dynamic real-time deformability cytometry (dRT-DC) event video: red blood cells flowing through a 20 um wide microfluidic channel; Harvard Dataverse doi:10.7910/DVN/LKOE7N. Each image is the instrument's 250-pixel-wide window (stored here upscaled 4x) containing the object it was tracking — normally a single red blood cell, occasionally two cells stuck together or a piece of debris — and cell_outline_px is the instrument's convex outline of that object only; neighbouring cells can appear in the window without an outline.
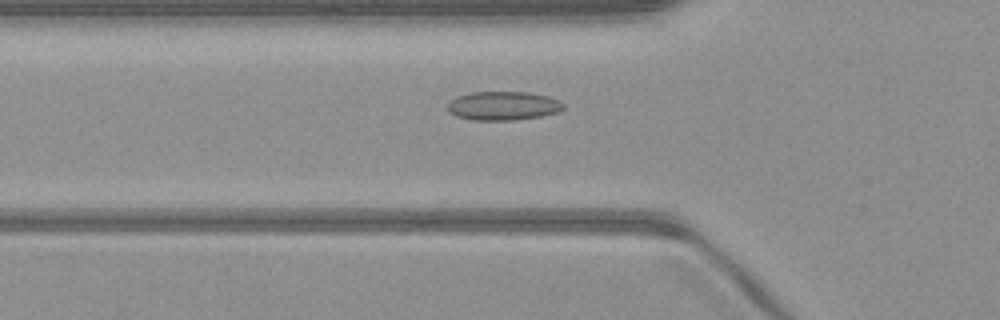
{"species": "common noctule bat (a hibernating species)", "species_latin": "Nyctalus noctula", "temperature_condition": "warm", "stored_images_in_passage": 37, "camera_frame_rate_fps": 3000, "um_per_image_px": 0.085, "animal": {"sex": "male", "body_mass_g": 23.1, "forearm_length_mm": 52.7}, "frame": {"image": 1, "passage_image": 9, "time_ms": 2.667, "image_size_px": [1000, 320], "cell_outline_px": [[564, 108], [560, 112], [540, 116], [512, 120], [472, 120], [456, 116], [448, 112], [448, 100], [456, 96], [472, 92], [528, 92], [548, 96], [560, 100], [564, 104]], "centroid_in_image_um": [42.76, 8.99], "position_along_channel_um": 83.0, "area_um2": 19.65}}
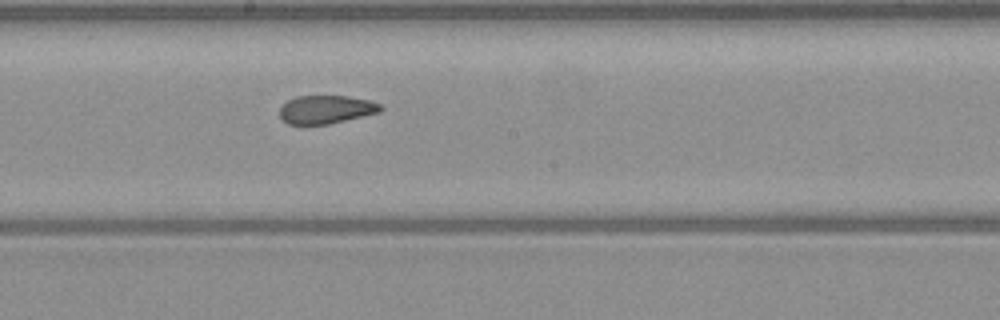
{"frame": {"image": 2, "passage_image": 19, "time_ms": 6.0, "image_size_px": [1000, 320], "cell_outline_px": [[384, 108], [380, 112], [328, 124], [288, 124], [280, 116], [280, 108], [288, 100], [296, 96], [348, 96], [368, 100], [380, 104]], "centroid_in_image_um": [27.73, 9.3], "position_along_channel_um": 220.5, "area_um2": 16.47}}
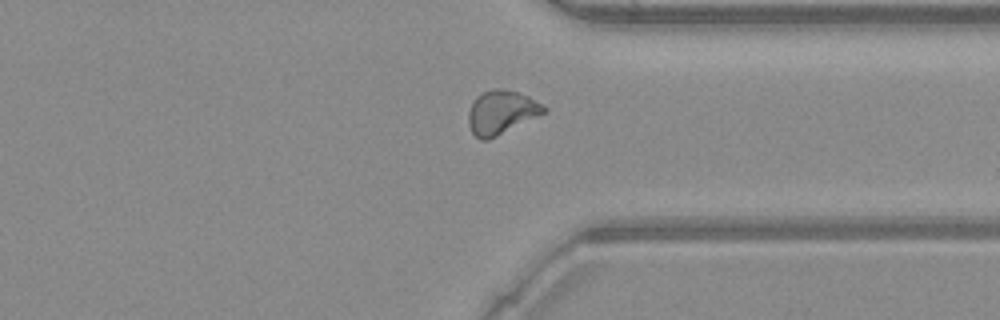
{"frame": {"image": 3, "passage_image": 30, "time_ms": 9.667, "image_size_px": [1000, 320], "cell_outline_px": [[548, 112], [488, 140], [480, 140], [472, 132], [468, 124], [468, 112], [476, 96], [484, 92], [496, 88], [500, 88], [516, 92], [528, 96], [544, 104], [548, 108]], "centroid_in_image_um": [42.65, 9.55], "position_along_channel_um": 368.8, "area_um2": 19.31}, "authors_computed_cell_mechanics": {"area_um2": 18.2648, "velocity_mm_per_s": 4.0944, "shape_relaxation_time_tau1_ms": null, "shape_relaxation_time_tau2_ms": 1.8084, "deformation_change_tau1": null, "deformation_change_tau2": 0.0785}}